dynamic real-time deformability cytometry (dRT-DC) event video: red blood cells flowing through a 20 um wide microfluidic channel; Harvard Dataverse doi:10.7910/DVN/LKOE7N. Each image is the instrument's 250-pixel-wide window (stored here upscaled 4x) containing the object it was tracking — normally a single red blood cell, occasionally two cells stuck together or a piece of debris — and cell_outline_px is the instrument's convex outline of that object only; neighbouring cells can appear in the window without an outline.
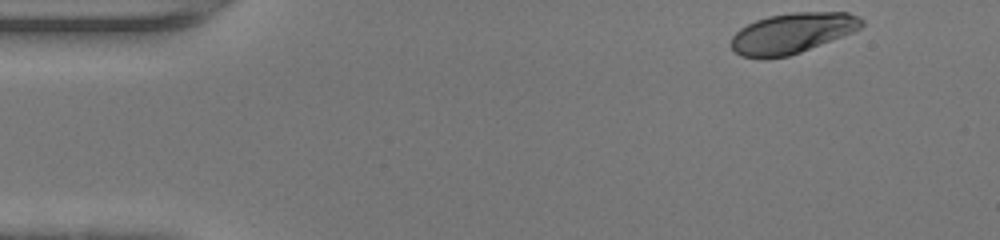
{"species": "human", "species_latin": "Homo sapiens", "temperature_condition": "warm", "stored_images_in_passage": 43, "camera_frame_rate_fps": 3000, "um_per_image_px": 0.085, "donor": {"sex": "female"}, "frame": {"image": 1, "passage_image": 1, "time_ms": 0.0, "image_size_px": [1000, 240], "cell_outline_px": [[864, 24], [860, 28], [852, 32], [800, 52], [788, 56], [740, 56], [732, 48], [732, 36], [740, 28], [756, 20], [768, 16], [792, 12], [848, 12], [860, 16], [864, 20]], "centroid_in_image_um": [67.38, 2.78], "position_along_channel_um": 17.6, "area_um2": 30.17}}
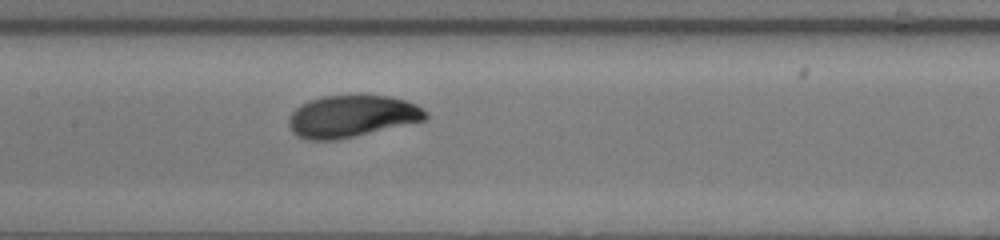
{"frame": {"image": 2, "passage_image": 19, "time_ms": 6.0, "image_size_px": [1000, 240], "cell_outline_px": [[428, 120], [336, 140], [308, 140], [296, 136], [292, 132], [288, 124], [288, 120], [292, 112], [300, 104], [308, 100], [324, 96], [356, 92], [388, 96], [404, 100], [416, 104], [428, 112]], "centroid_in_image_um": [29.91, 9.84], "position_along_channel_um": 177.5, "area_um2": 34.45}}
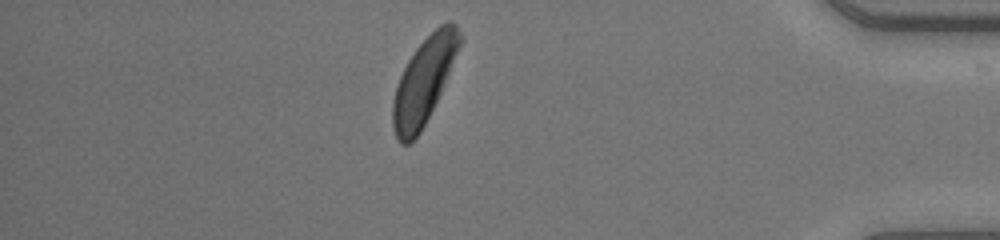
{"frame": {"image": 3, "passage_image": 37, "time_ms": 12.0, "image_size_px": [1000, 240], "cell_outline_px": [[464, 40], [440, 92], [420, 132], [408, 144], [400, 144], [396, 140], [392, 128], [392, 104], [396, 88], [400, 76], [408, 60], [416, 48], [440, 24], [456, 24]], "centroid_in_image_um": [36.02, 6.89], "position_along_channel_um": 399.2, "area_um2": 32.83}, "authors_computed_cell_mechanics": {"area_um2": 33.235, "velocity_mm_per_s": 4.3879, "shape_relaxation_time_tau1_ms": 2.7543, "shape_relaxation_time_tau2_ms": null, "deformation_change_tau1": 0.1646, "deformation_change_tau2": null}}